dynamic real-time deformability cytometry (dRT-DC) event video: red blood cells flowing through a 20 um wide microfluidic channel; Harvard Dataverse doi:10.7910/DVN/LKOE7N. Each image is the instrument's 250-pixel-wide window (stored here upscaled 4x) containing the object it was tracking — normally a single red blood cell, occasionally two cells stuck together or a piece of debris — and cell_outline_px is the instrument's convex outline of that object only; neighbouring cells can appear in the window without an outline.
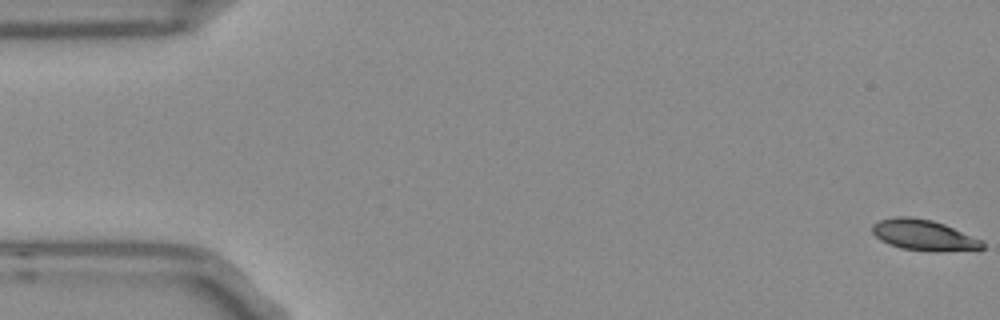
{"species": "Egyptian fruit bat (a non-hibernating species)", "species_latin": "Rousettus aegyptiacus", "temperature_condition": "room temperature", "stored_images_in_passage": 13, "camera_frame_rate_fps": 3000, "um_per_image_px": 0.085, "frame": {"image": 1, "passage_image": 1, "time_ms": 0.0, "image_size_px": [1000, 320], "cell_outline_px": [[984, 248], [940, 252], [936, 252], [900, 248], [888, 244], [880, 240], [872, 232], [872, 224], [880, 220], [896, 216], [908, 216], [932, 220], [944, 224], [984, 240]], "centroid_in_image_um": [78.52, 19.98], "position_along_channel_um": 6.5, "area_um2": 19.88}}